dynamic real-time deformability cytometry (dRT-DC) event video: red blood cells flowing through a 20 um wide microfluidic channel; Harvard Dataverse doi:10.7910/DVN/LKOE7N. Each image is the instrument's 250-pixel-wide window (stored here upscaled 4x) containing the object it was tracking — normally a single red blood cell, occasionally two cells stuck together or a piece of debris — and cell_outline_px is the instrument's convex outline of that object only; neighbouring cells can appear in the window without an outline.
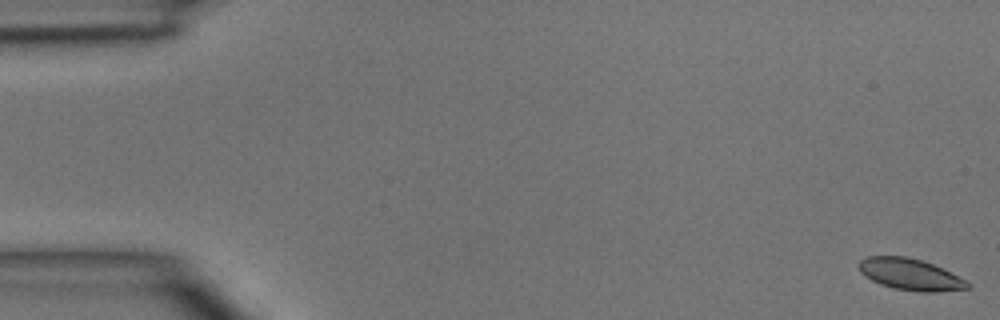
{"species": "common noctule bat (a hibernating species)", "species_latin": "Nyctalus noctula", "temperature_condition": "room temperature", "stored_images_in_passage": 48, "camera_frame_rate_fps": 3000, "um_per_image_px": 0.085, "animal": {"sex": "male", "body_mass_g": 15.6}, "frame": {"image": 1, "passage_image": 1, "time_ms": 0.0, "image_size_px": [1000, 320], "cell_outline_px": [[972, 288], [936, 292], [920, 292], [892, 288], [880, 284], [864, 276], [860, 272], [856, 264], [860, 260], [868, 256], [904, 256], [920, 260], [932, 264], [968, 280], [972, 284]], "centroid_in_image_um": [77.38, 23.33], "position_along_channel_um": 7.6, "area_um2": 20.17}}
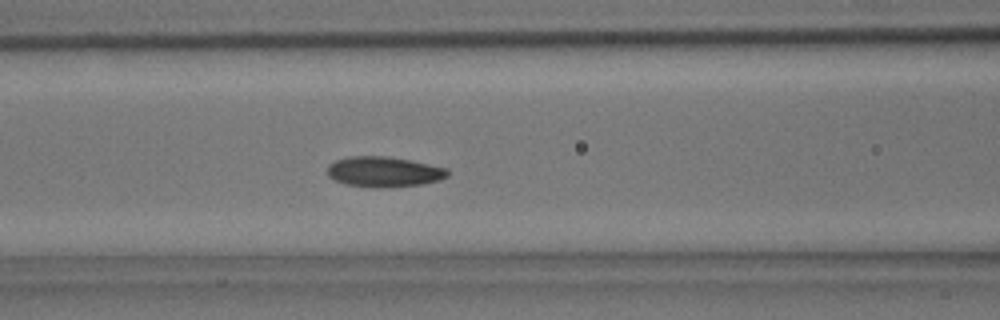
{"frame": {"image": 2, "passage_image": 20, "time_ms": 6.333, "image_size_px": [1000, 320], "cell_outline_px": [[448, 176], [440, 180], [424, 184], [380, 188], [372, 188], [348, 184], [336, 180], [328, 176], [328, 164], [336, 160], [348, 156], [388, 156], [412, 160], [448, 168]], "centroid_in_image_um": [32.66, 14.59], "position_along_channel_um": 133.9, "area_um2": 21.44}}
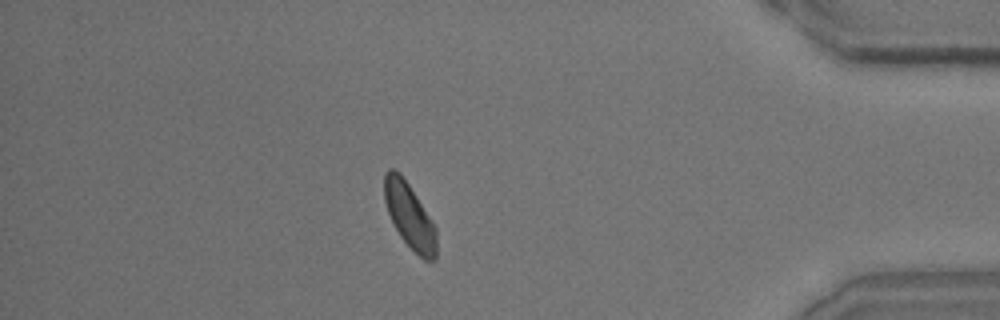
{"frame": {"image": 3, "passage_image": 42, "time_ms": 13.667, "image_size_px": [1000, 320], "cell_outline_px": [[436, 260], [424, 260], [400, 236], [388, 212], [384, 200], [384, 176], [388, 168], [392, 168], [400, 172], [432, 220], [436, 228]], "centroid_in_image_um": [34.81, 18.32], "position_along_channel_um": 400.4, "area_um2": 19.48}}